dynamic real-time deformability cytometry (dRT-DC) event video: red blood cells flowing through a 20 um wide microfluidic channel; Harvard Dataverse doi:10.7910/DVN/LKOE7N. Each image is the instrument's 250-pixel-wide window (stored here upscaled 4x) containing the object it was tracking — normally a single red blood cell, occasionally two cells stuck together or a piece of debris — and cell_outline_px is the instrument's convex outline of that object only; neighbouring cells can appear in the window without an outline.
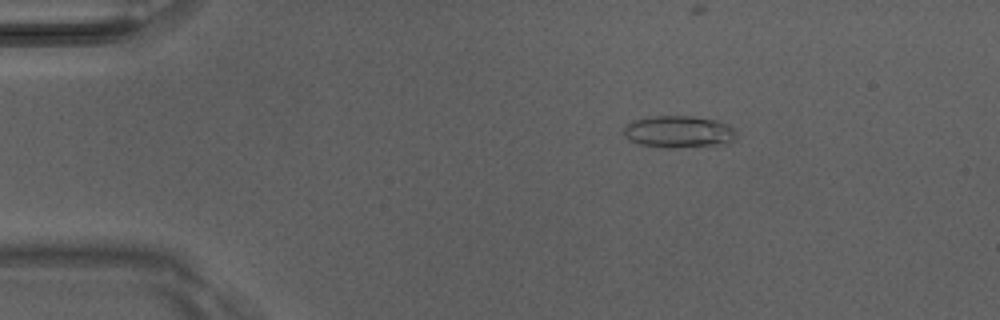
{"species": "Egyptian fruit bat (a non-hibernating species)", "species_latin": "Rousettus aegyptiacus", "temperature_condition": "room temperature", "stored_images_in_passage": 4, "camera_frame_rate_fps": 3000, "um_per_image_px": 0.085, "animal": {"sex": "male"}, "frame": {"image": 1, "passage_image": 2, "time_ms": 0.333, "image_size_px": [1000, 320], "cell_outline_px": [[736, 140], [716, 144], [640, 144], [628, 140], [624, 136], [624, 128], [628, 124], [636, 120], [652, 116], [692, 116], [716, 120], [728, 124], [736, 132]], "centroid_in_image_um": [57.7, 11.12], "position_along_channel_um": 27.3, "area_um2": 19.59}}